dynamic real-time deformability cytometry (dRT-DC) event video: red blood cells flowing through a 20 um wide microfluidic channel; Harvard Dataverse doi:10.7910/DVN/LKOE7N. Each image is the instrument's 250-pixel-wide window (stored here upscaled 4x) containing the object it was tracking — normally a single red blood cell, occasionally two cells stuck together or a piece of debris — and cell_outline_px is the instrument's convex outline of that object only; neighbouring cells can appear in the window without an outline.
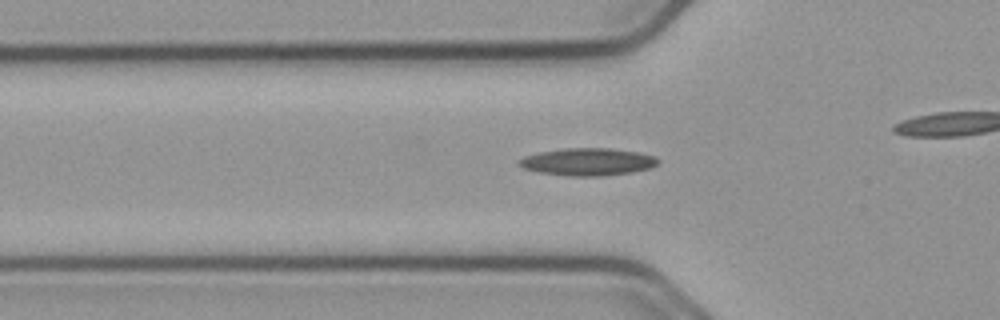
{"species": "common noctule bat (a hibernating species)", "species_latin": "Nyctalus noctula", "temperature_condition": "cold", "stored_images_in_passage": 44, "camera_frame_rate_fps": 3000, "um_per_image_px": 0.085, "animal": {"sex": "male", "body_mass_g": 23.1, "forearm_length_mm": 52.7}, "frame": {"image": 1, "passage_image": 18, "time_ms": 5.667, "image_size_px": [1000, 320], "cell_outline_px": [[660, 160], [656, 164], [648, 168], [632, 172], [604, 176], [568, 176], [536, 172], [524, 168], [516, 164], [516, 160], [524, 156], [540, 152], [564, 148], [608, 148], [636, 152], [652, 156]], "centroid_in_image_um": [49.87, 13.76], "position_along_channel_um": 75.9, "area_um2": 22.2}}
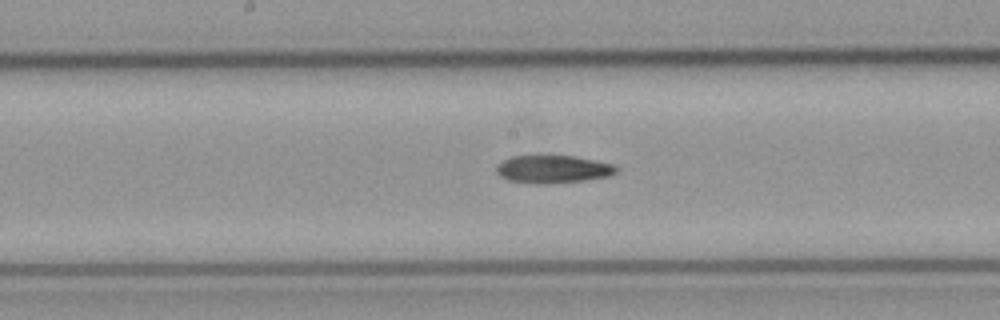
{"frame": {"image": 2, "passage_image": 28, "time_ms": 9.0, "image_size_px": [1000, 320], "cell_outline_px": [[616, 172], [608, 176], [584, 180], [548, 184], [536, 184], [508, 180], [500, 176], [496, 172], [496, 168], [504, 160], [512, 156], [572, 156], [612, 164], [616, 168]], "centroid_in_image_um": [46.96, 14.39], "position_along_channel_um": 201.2, "area_um2": 19.07}}
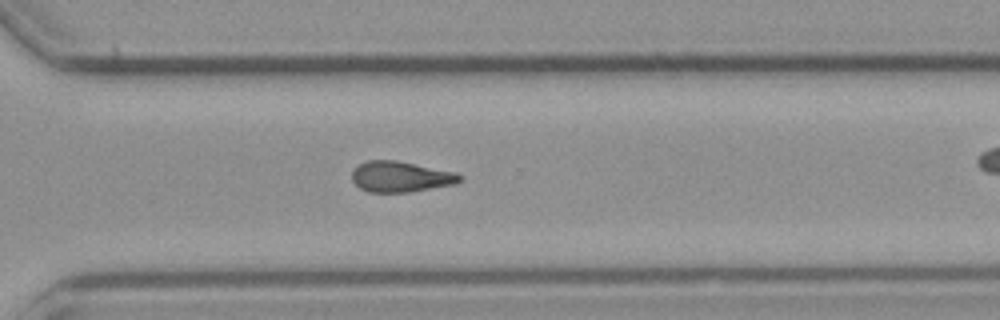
{"frame": {"image": 3, "passage_image": 39, "time_ms": 12.667, "image_size_px": [1000, 320], "cell_outline_px": [[464, 176], [456, 184], [408, 192], [368, 192], [360, 188], [352, 180], [352, 168], [368, 160], [396, 160], [456, 172]], "centroid_in_image_um": [34.05, 15.01], "position_along_channel_um": 336.5, "area_um2": 19.36}}